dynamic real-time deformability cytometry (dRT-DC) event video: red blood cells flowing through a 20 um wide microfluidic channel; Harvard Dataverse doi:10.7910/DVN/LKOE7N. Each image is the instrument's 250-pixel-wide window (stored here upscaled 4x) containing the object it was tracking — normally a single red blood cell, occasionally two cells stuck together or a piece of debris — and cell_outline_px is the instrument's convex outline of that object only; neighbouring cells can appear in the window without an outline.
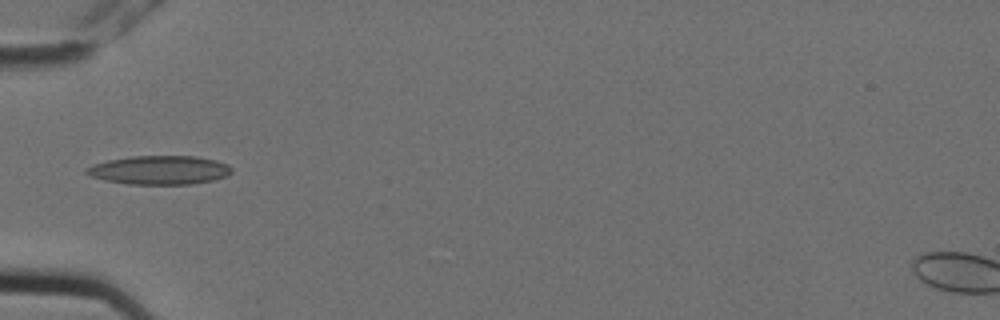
{"species": "Egyptian fruit bat (a non-hibernating species)", "species_latin": "Rousettus aegyptiacus", "temperature_condition": "cold", "stored_images_in_passage": 5, "camera_frame_rate_fps": 3000, "um_per_image_px": 0.085, "animal": {"sex": "female"}, "frame": {"image": 1, "passage_image": 3, "time_ms": 0.667, "image_size_px": [1000, 320], "cell_outline_px": [[232, 172], [228, 176], [212, 180], [192, 184], [128, 184], [104, 180], [92, 176], [84, 172], [84, 168], [92, 164], [108, 160], [132, 156], [196, 156], [216, 160], [228, 164], [232, 168]], "centroid_in_image_um": [13.56, 14.45], "position_along_channel_um": 71.4, "area_um2": 24.51}}
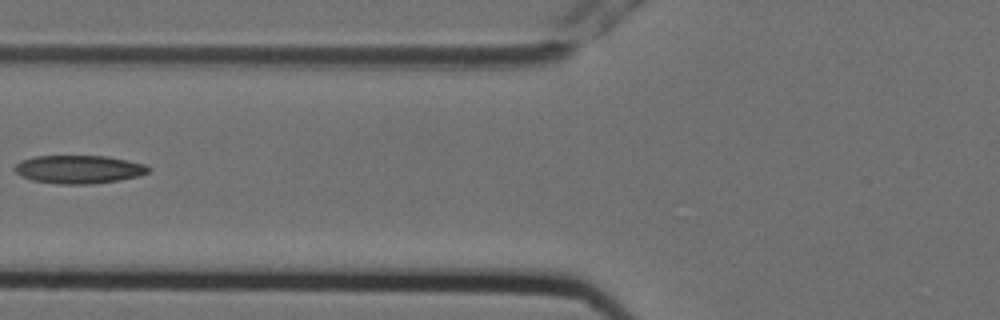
{"frame": {"image": 2, "passage_image": 4, "time_ms": 1.0, "image_size_px": [1000, 320], "cell_outline_px": [[152, 168], [148, 172], [140, 176], [92, 184], [56, 184], [32, 180], [20, 176], [12, 168], [20, 160], [32, 156], [108, 156], [148, 164]], "centroid_in_image_um": [6.7, 14.39], "position_along_channel_um": 119.1, "area_um2": 22.31}}
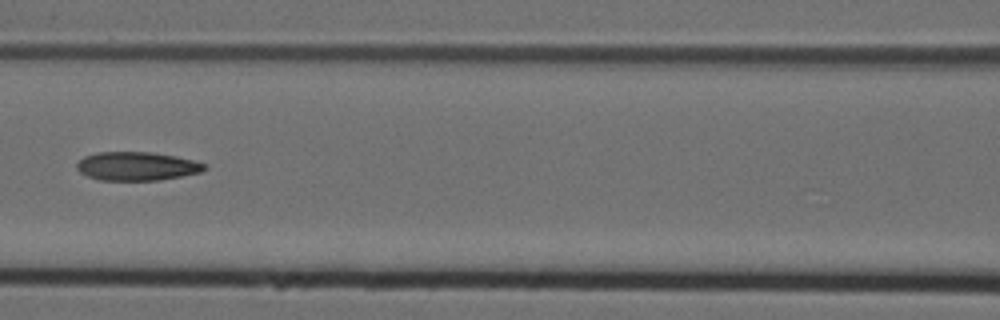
{"frame": {"image": 3, "passage_image": 5, "time_ms": 1.333, "image_size_px": [1000, 320], "cell_outline_px": [[208, 168], [200, 172], [160, 180], [100, 180], [88, 176], [80, 172], [76, 168], [76, 164], [84, 156], [100, 152], [152, 152], [176, 156], [208, 164]], "centroid_in_image_um": [11.65, 14.12], "position_along_channel_um": 155.0, "area_um2": 21.27}}